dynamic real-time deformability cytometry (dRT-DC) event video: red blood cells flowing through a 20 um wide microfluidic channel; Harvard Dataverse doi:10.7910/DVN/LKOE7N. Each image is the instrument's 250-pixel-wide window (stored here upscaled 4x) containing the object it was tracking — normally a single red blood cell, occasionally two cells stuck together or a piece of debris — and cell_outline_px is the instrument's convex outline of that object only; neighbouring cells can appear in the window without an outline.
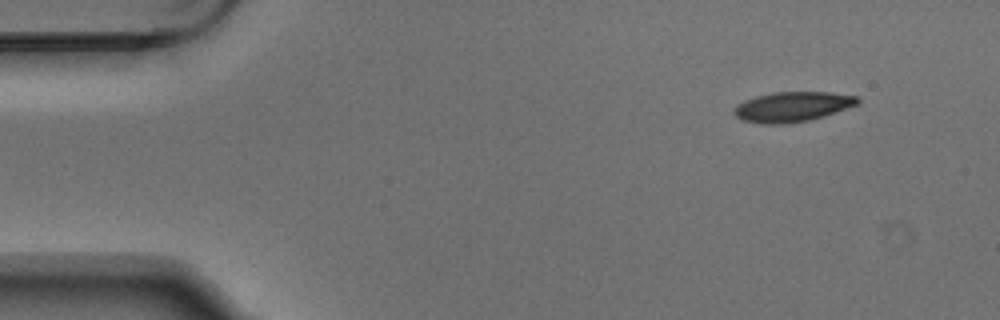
{"species": "Egyptian fruit bat (a non-hibernating species)", "species_latin": "Rousettus aegyptiacus", "temperature_condition": "warm", "stored_images_in_passage": 5, "camera_frame_rate_fps": 3000, "um_per_image_px": 0.085, "animal": {"sex": "male"}, "frame": {"image": 1, "passage_image": 1, "time_ms": 0.0, "image_size_px": [1000, 320], "cell_outline_px": [[860, 104], [824, 116], [808, 120], [784, 124], [760, 124], [744, 120], [736, 116], [732, 112], [736, 104], [744, 100], [756, 96], [772, 92], [828, 92], [856, 96], [860, 100]], "centroid_in_image_um": [67.34, 9.07], "position_along_channel_um": 17.7, "area_um2": 21.68}}
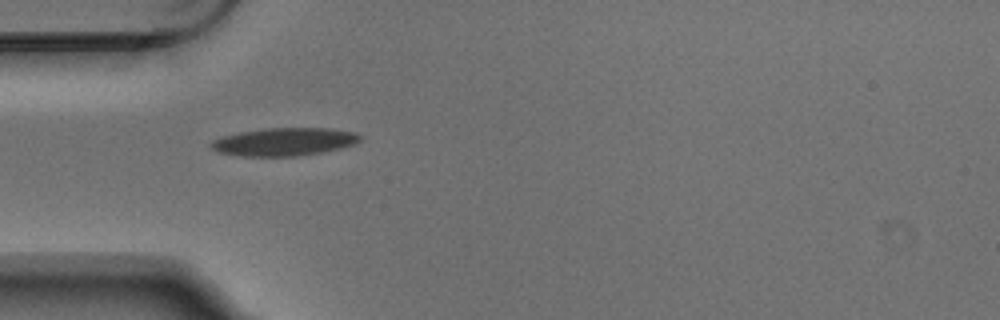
{"frame": {"image": 2, "passage_image": 4, "time_ms": 1.0, "image_size_px": [1000, 320], "cell_outline_px": [[364, 136], [356, 144], [324, 152], [296, 156], [240, 156], [216, 152], [208, 144], [212, 140], [224, 136], [240, 132], [264, 128], [328, 128], [356, 132]], "centroid_in_image_um": [24.18, 12.05], "position_along_channel_um": 60.8, "area_um2": 24.51}}
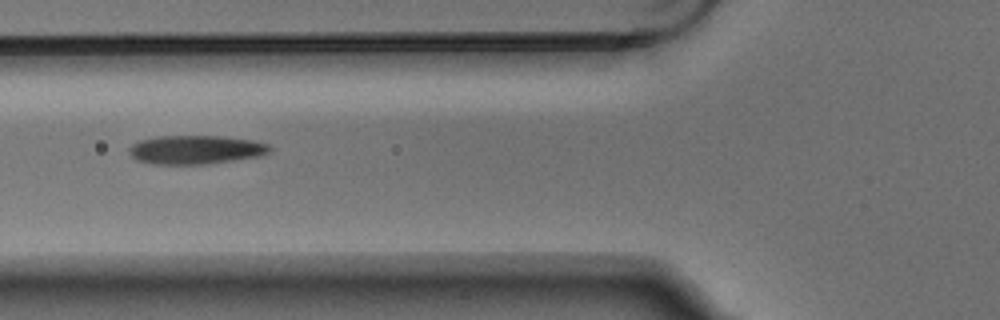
{"frame": {"image": 3, "passage_image": 5, "time_ms": 1.333, "image_size_px": [1000, 320], "cell_outline_px": [[272, 148], [264, 156], [208, 164], [152, 164], [136, 160], [128, 152], [128, 148], [132, 144], [140, 140], [160, 136], [220, 136], [252, 140], [268, 144]], "centroid_in_image_um": [16.65, 12.73], "position_along_channel_um": 109.2, "area_um2": 23.76}}